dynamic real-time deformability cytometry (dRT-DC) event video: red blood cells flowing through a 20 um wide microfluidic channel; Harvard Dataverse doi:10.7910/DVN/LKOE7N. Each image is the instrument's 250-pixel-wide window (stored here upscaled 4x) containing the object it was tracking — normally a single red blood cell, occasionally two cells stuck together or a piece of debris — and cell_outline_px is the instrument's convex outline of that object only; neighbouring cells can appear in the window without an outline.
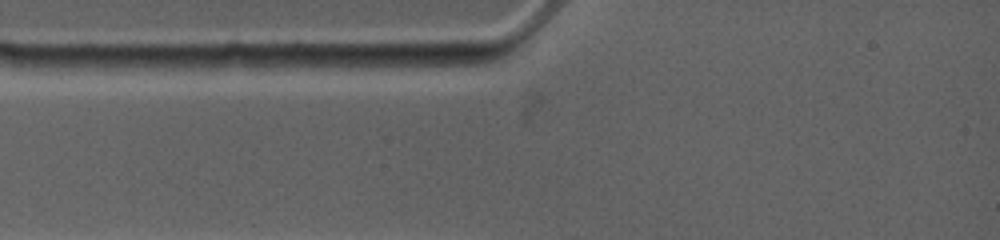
{"species": "common noctule bat (a hibernating species)", "species_latin": "Nyctalus noctula", "temperature_condition": "warm", "stored_images_in_passage": 2, "segment_of_instrument_passage": [1, 2], "camera_frame_rate_fps": 4500, "um_per_image_px": 0.085, "animal": {"sex": "female", "body_mass_g": 19.0, "forearm_length_mm": 53.3}, "frame": {"image": 1, "passage_image": 1, "time_ms": 0.0, "image_size_px": [1000, 240], "cell_outline_px": [[396, 64], [312, 72], [284, 72], [272, 64], [292, 56], [388, 56]], "centroid_in_image_um": [28.04, 5.36], "position_along_channel_um": 57.0, "area_um2": 10.75}}